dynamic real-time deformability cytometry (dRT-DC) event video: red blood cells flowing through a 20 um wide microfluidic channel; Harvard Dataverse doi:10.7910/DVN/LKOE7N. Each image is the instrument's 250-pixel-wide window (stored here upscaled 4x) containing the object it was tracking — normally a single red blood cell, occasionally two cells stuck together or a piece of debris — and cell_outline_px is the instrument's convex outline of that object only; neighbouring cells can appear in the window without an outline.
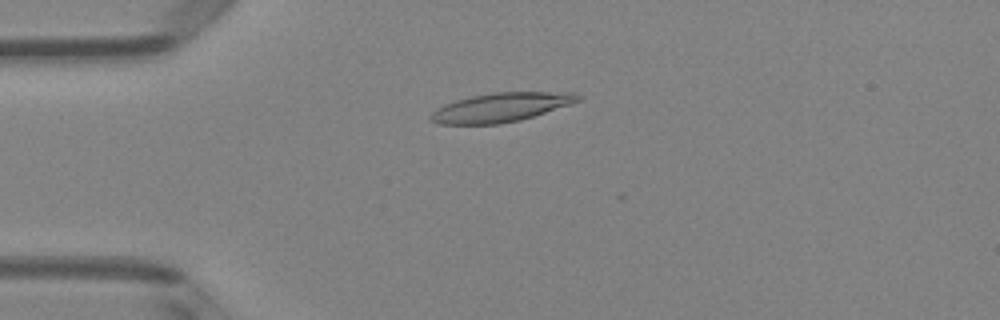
{"species": "Egyptian fruit bat (a non-hibernating species)", "species_latin": "Rousettus aegyptiacus", "temperature_condition": "room temperature", "stored_images_in_passage": 51, "camera_frame_rate_fps": 3000, "um_per_image_px": 0.085, "animal": {"sex": "female"}, "frame": {"image": 1, "passage_image": 13, "time_ms": 4.0, "image_size_px": [1000, 320], "cell_outline_px": [[580, 100], [520, 120], [500, 124], [440, 124], [428, 120], [428, 116], [436, 108], [444, 104], [456, 100], [472, 96], [492, 92], [576, 92], [580, 96]], "centroid_in_image_um": [42.5, 9.12], "position_along_channel_um": 42.5, "area_um2": 24.74}}
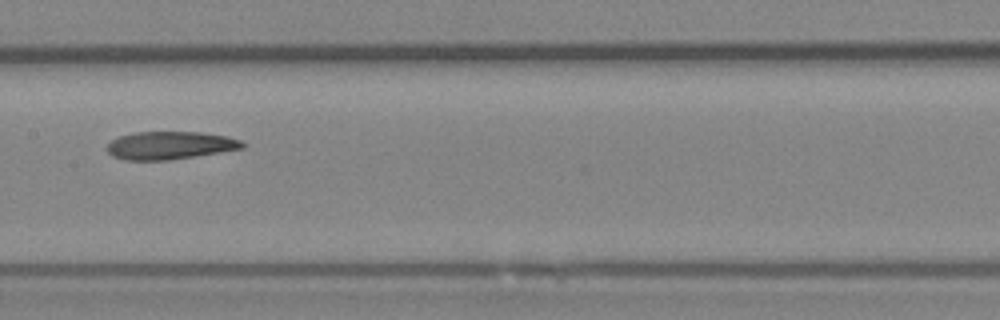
{"frame": {"image": 2, "passage_image": 26, "time_ms": 8.333, "image_size_px": [1000, 320], "cell_outline_px": [[244, 148], [220, 152], [168, 160], [124, 160], [112, 156], [104, 148], [112, 140], [120, 136], [136, 132], [200, 132], [228, 136], [240, 140], [244, 144]], "centroid_in_image_um": [14.42, 12.36], "position_along_channel_um": 193.0, "area_um2": 21.96}}
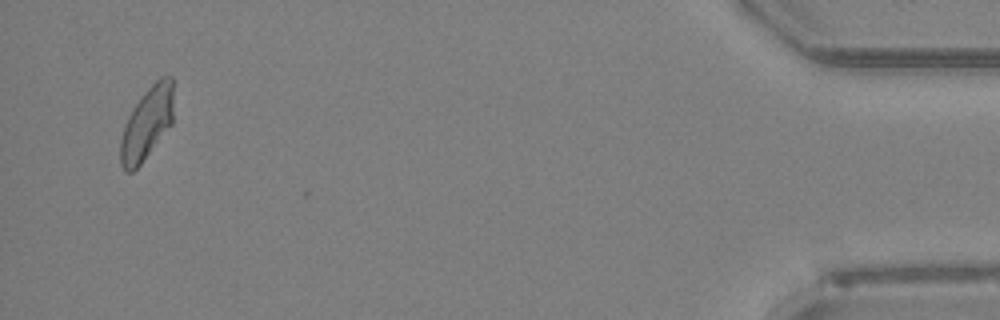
{"frame": {"image": 3, "passage_image": 49, "time_ms": 16.0, "image_size_px": [1000, 320], "cell_outline_px": [[172, 124], [140, 164], [132, 172], [124, 172], [120, 164], [120, 140], [124, 124], [132, 108], [144, 92], [160, 76], [172, 76]], "centroid_in_image_um": [12.45, 10.5], "position_along_channel_um": 422.7, "area_um2": 22.31}, "authors_computed_cell_mechanics": {"area_um2": 22.831, "velocity_mm_per_s": 4.0401, "shape_relaxation_time_tau1_ms": null, "shape_relaxation_time_tau2_ms": 4.4153, "deformation_change_tau1": null, "deformation_change_tau2": 0.1289}}